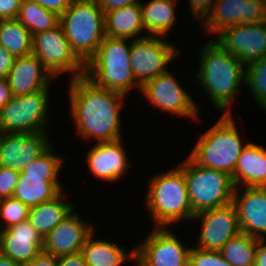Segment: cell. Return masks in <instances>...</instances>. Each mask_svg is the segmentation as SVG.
<instances>
[{"instance_id":"8","label":"cell","mask_w":266,"mask_h":266,"mask_svg":"<svg viewBox=\"0 0 266 266\" xmlns=\"http://www.w3.org/2000/svg\"><path fill=\"white\" fill-rule=\"evenodd\" d=\"M50 89L24 96H12L0 109L1 133L49 132Z\"/></svg>"},{"instance_id":"29","label":"cell","mask_w":266,"mask_h":266,"mask_svg":"<svg viewBox=\"0 0 266 266\" xmlns=\"http://www.w3.org/2000/svg\"><path fill=\"white\" fill-rule=\"evenodd\" d=\"M17 19L31 32L32 36L56 27L60 16L40 6L34 0H22Z\"/></svg>"},{"instance_id":"11","label":"cell","mask_w":266,"mask_h":266,"mask_svg":"<svg viewBox=\"0 0 266 266\" xmlns=\"http://www.w3.org/2000/svg\"><path fill=\"white\" fill-rule=\"evenodd\" d=\"M169 41V38L162 36L131 40V70L141 87L147 81L167 72L170 69L168 66L182 54L178 45Z\"/></svg>"},{"instance_id":"28","label":"cell","mask_w":266,"mask_h":266,"mask_svg":"<svg viewBox=\"0 0 266 266\" xmlns=\"http://www.w3.org/2000/svg\"><path fill=\"white\" fill-rule=\"evenodd\" d=\"M33 36L18 19L0 20V45L15 58L32 54Z\"/></svg>"},{"instance_id":"30","label":"cell","mask_w":266,"mask_h":266,"mask_svg":"<svg viewBox=\"0 0 266 266\" xmlns=\"http://www.w3.org/2000/svg\"><path fill=\"white\" fill-rule=\"evenodd\" d=\"M260 239L240 232L220 250L224 259L232 266H254L255 252Z\"/></svg>"},{"instance_id":"18","label":"cell","mask_w":266,"mask_h":266,"mask_svg":"<svg viewBox=\"0 0 266 266\" xmlns=\"http://www.w3.org/2000/svg\"><path fill=\"white\" fill-rule=\"evenodd\" d=\"M123 140L94 143L86 153V166L96 179L117 182L127 174L130 163Z\"/></svg>"},{"instance_id":"21","label":"cell","mask_w":266,"mask_h":266,"mask_svg":"<svg viewBox=\"0 0 266 266\" xmlns=\"http://www.w3.org/2000/svg\"><path fill=\"white\" fill-rule=\"evenodd\" d=\"M43 248V238L28 220L0 230V253L25 265L32 261Z\"/></svg>"},{"instance_id":"22","label":"cell","mask_w":266,"mask_h":266,"mask_svg":"<svg viewBox=\"0 0 266 266\" xmlns=\"http://www.w3.org/2000/svg\"><path fill=\"white\" fill-rule=\"evenodd\" d=\"M237 187H266V147L249 141L231 176Z\"/></svg>"},{"instance_id":"36","label":"cell","mask_w":266,"mask_h":266,"mask_svg":"<svg viewBox=\"0 0 266 266\" xmlns=\"http://www.w3.org/2000/svg\"><path fill=\"white\" fill-rule=\"evenodd\" d=\"M190 15L194 22L201 23L210 13L216 0H187Z\"/></svg>"},{"instance_id":"43","label":"cell","mask_w":266,"mask_h":266,"mask_svg":"<svg viewBox=\"0 0 266 266\" xmlns=\"http://www.w3.org/2000/svg\"><path fill=\"white\" fill-rule=\"evenodd\" d=\"M11 98L12 93L7 78H0V109L5 106Z\"/></svg>"},{"instance_id":"15","label":"cell","mask_w":266,"mask_h":266,"mask_svg":"<svg viewBox=\"0 0 266 266\" xmlns=\"http://www.w3.org/2000/svg\"><path fill=\"white\" fill-rule=\"evenodd\" d=\"M214 40L247 66L266 57V20L257 24L229 27Z\"/></svg>"},{"instance_id":"19","label":"cell","mask_w":266,"mask_h":266,"mask_svg":"<svg viewBox=\"0 0 266 266\" xmlns=\"http://www.w3.org/2000/svg\"><path fill=\"white\" fill-rule=\"evenodd\" d=\"M240 231L266 239V187H237L232 200Z\"/></svg>"},{"instance_id":"44","label":"cell","mask_w":266,"mask_h":266,"mask_svg":"<svg viewBox=\"0 0 266 266\" xmlns=\"http://www.w3.org/2000/svg\"><path fill=\"white\" fill-rule=\"evenodd\" d=\"M254 266H266V239L258 241Z\"/></svg>"},{"instance_id":"17","label":"cell","mask_w":266,"mask_h":266,"mask_svg":"<svg viewBox=\"0 0 266 266\" xmlns=\"http://www.w3.org/2000/svg\"><path fill=\"white\" fill-rule=\"evenodd\" d=\"M94 226L74 210L43 239L42 251L57 258L79 253Z\"/></svg>"},{"instance_id":"3","label":"cell","mask_w":266,"mask_h":266,"mask_svg":"<svg viewBox=\"0 0 266 266\" xmlns=\"http://www.w3.org/2000/svg\"><path fill=\"white\" fill-rule=\"evenodd\" d=\"M149 179L144 208L153 226L174 227L177 223L192 222L194 214L184 172L176 166L169 171L158 172Z\"/></svg>"},{"instance_id":"14","label":"cell","mask_w":266,"mask_h":266,"mask_svg":"<svg viewBox=\"0 0 266 266\" xmlns=\"http://www.w3.org/2000/svg\"><path fill=\"white\" fill-rule=\"evenodd\" d=\"M192 221L200 224L195 247L203 250L220 251L240 231L237 211L233 203L206 210L194 215Z\"/></svg>"},{"instance_id":"31","label":"cell","mask_w":266,"mask_h":266,"mask_svg":"<svg viewBox=\"0 0 266 266\" xmlns=\"http://www.w3.org/2000/svg\"><path fill=\"white\" fill-rule=\"evenodd\" d=\"M245 87L250 92L252 101L266 113V57L246 66Z\"/></svg>"},{"instance_id":"12","label":"cell","mask_w":266,"mask_h":266,"mask_svg":"<svg viewBox=\"0 0 266 266\" xmlns=\"http://www.w3.org/2000/svg\"><path fill=\"white\" fill-rule=\"evenodd\" d=\"M171 227H152L142 242L136 243L132 266H188L190 247Z\"/></svg>"},{"instance_id":"41","label":"cell","mask_w":266,"mask_h":266,"mask_svg":"<svg viewBox=\"0 0 266 266\" xmlns=\"http://www.w3.org/2000/svg\"><path fill=\"white\" fill-rule=\"evenodd\" d=\"M57 266H87L81 252L57 258Z\"/></svg>"},{"instance_id":"10","label":"cell","mask_w":266,"mask_h":266,"mask_svg":"<svg viewBox=\"0 0 266 266\" xmlns=\"http://www.w3.org/2000/svg\"><path fill=\"white\" fill-rule=\"evenodd\" d=\"M32 53L54 78L69 73L70 79L85 75L86 64L73 51L60 23L33 35Z\"/></svg>"},{"instance_id":"27","label":"cell","mask_w":266,"mask_h":266,"mask_svg":"<svg viewBox=\"0 0 266 266\" xmlns=\"http://www.w3.org/2000/svg\"><path fill=\"white\" fill-rule=\"evenodd\" d=\"M65 191L66 190L62 191L53 200L30 207L28 221L43 239L61 221L76 210L72 202L65 200L67 198V193H65Z\"/></svg>"},{"instance_id":"7","label":"cell","mask_w":266,"mask_h":266,"mask_svg":"<svg viewBox=\"0 0 266 266\" xmlns=\"http://www.w3.org/2000/svg\"><path fill=\"white\" fill-rule=\"evenodd\" d=\"M177 166L184 172L194 215L232 203L235 185L228 173L198 165L190 156Z\"/></svg>"},{"instance_id":"38","label":"cell","mask_w":266,"mask_h":266,"mask_svg":"<svg viewBox=\"0 0 266 266\" xmlns=\"http://www.w3.org/2000/svg\"><path fill=\"white\" fill-rule=\"evenodd\" d=\"M43 8L61 16L70 6L72 0H34Z\"/></svg>"},{"instance_id":"45","label":"cell","mask_w":266,"mask_h":266,"mask_svg":"<svg viewBox=\"0 0 266 266\" xmlns=\"http://www.w3.org/2000/svg\"><path fill=\"white\" fill-rule=\"evenodd\" d=\"M0 266H24V265L19 264L10 259L9 257L4 256L0 253Z\"/></svg>"},{"instance_id":"40","label":"cell","mask_w":266,"mask_h":266,"mask_svg":"<svg viewBox=\"0 0 266 266\" xmlns=\"http://www.w3.org/2000/svg\"><path fill=\"white\" fill-rule=\"evenodd\" d=\"M98 6L105 13L109 10L118 9L120 7L140 4L142 0H95Z\"/></svg>"},{"instance_id":"39","label":"cell","mask_w":266,"mask_h":266,"mask_svg":"<svg viewBox=\"0 0 266 266\" xmlns=\"http://www.w3.org/2000/svg\"><path fill=\"white\" fill-rule=\"evenodd\" d=\"M15 57L0 45V78H7L12 69Z\"/></svg>"},{"instance_id":"6","label":"cell","mask_w":266,"mask_h":266,"mask_svg":"<svg viewBox=\"0 0 266 266\" xmlns=\"http://www.w3.org/2000/svg\"><path fill=\"white\" fill-rule=\"evenodd\" d=\"M60 25L73 51L87 64L105 38L102 9L95 0H72L60 16Z\"/></svg>"},{"instance_id":"35","label":"cell","mask_w":266,"mask_h":266,"mask_svg":"<svg viewBox=\"0 0 266 266\" xmlns=\"http://www.w3.org/2000/svg\"><path fill=\"white\" fill-rule=\"evenodd\" d=\"M20 172L0 165V199L13 197Z\"/></svg>"},{"instance_id":"1","label":"cell","mask_w":266,"mask_h":266,"mask_svg":"<svg viewBox=\"0 0 266 266\" xmlns=\"http://www.w3.org/2000/svg\"><path fill=\"white\" fill-rule=\"evenodd\" d=\"M69 80V119L76 136L96 143L123 139L121 112L128 96L99 87L85 75Z\"/></svg>"},{"instance_id":"34","label":"cell","mask_w":266,"mask_h":266,"mask_svg":"<svg viewBox=\"0 0 266 266\" xmlns=\"http://www.w3.org/2000/svg\"><path fill=\"white\" fill-rule=\"evenodd\" d=\"M188 266H232L220 251L203 250L191 247Z\"/></svg>"},{"instance_id":"5","label":"cell","mask_w":266,"mask_h":266,"mask_svg":"<svg viewBox=\"0 0 266 266\" xmlns=\"http://www.w3.org/2000/svg\"><path fill=\"white\" fill-rule=\"evenodd\" d=\"M131 40L105 36L96 54L87 62L85 76L94 84L128 95L141 91L130 63Z\"/></svg>"},{"instance_id":"13","label":"cell","mask_w":266,"mask_h":266,"mask_svg":"<svg viewBox=\"0 0 266 266\" xmlns=\"http://www.w3.org/2000/svg\"><path fill=\"white\" fill-rule=\"evenodd\" d=\"M265 20L266 3L263 0H216L199 27L208 35L217 36L229 27L257 24Z\"/></svg>"},{"instance_id":"23","label":"cell","mask_w":266,"mask_h":266,"mask_svg":"<svg viewBox=\"0 0 266 266\" xmlns=\"http://www.w3.org/2000/svg\"><path fill=\"white\" fill-rule=\"evenodd\" d=\"M96 232L88 236L81 249L87 266H123L127 261L135 262V248L127 251L113 240L96 237Z\"/></svg>"},{"instance_id":"32","label":"cell","mask_w":266,"mask_h":266,"mask_svg":"<svg viewBox=\"0 0 266 266\" xmlns=\"http://www.w3.org/2000/svg\"><path fill=\"white\" fill-rule=\"evenodd\" d=\"M54 147L52 143L40 157L29 163L22 171L25 174L46 175V180H60L65 157L59 155Z\"/></svg>"},{"instance_id":"25","label":"cell","mask_w":266,"mask_h":266,"mask_svg":"<svg viewBox=\"0 0 266 266\" xmlns=\"http://www.w3.org/2000/svg\"><path fill=\"white\" fill-rule=\"evenodd\" d=\"M62 183L61 180H46V175L25 174L21 171L13 197L33 207L57 197L65 190Z\"/></svg>"},{"instance_id":"26","label":"cell","mask_w":266,"mask_h":266,"mask_svg":"<svg viewBox=\"0 0 266 266\" xmlns=\"http://www.w3.org/2000/svg\"><path fill=\"white\" fill-rule=\"evenodd\" d=\"M178 0H148L140 3L143 27L146 36H162L171 38L170 35L176 25L175 8ZM174 26V27H173ZM171 30V31H170Z\"/></svg>"},{"instance_id":"9","label":"cell","mask_w":266,"mask_h":266,"mask_svg":"<svg viewBox=\"0 0 266 266\" xmlns=\"http://www.w3.org/2000/svg\"><path fill=\"white\" fill-rule=\"evenodd\" d=\"M173 73V74H172ZM178 81L177 75L169 69L167 72L147 81L139 94L146 98L148 104L154 106L160 112L169 115L189 119L195 122L201 120L199 108L195 98H192L187 89Z\"/></svg>"},{"instance_id":"33","label":"cell","mask_w":266,"mask_h":266,"mask_svg":"<svg viewBox=\"0 0 266 266\" xmlns=\"http://www.w3.org/2000/svg\"><path fill=\"white\" fill-rule=\"evenodd\" d=\"M30 207L14 197L0 199V230L28 220Z\"/></svg>"},{"instance_id":"4","label":"cell","mask_w":266,"mask_h":266,"mask_svg":"<svg viewBox=\"0 0 266 266\" xmlns=\"http://www.w3.org/2000/svg\"><path fill=\"white\" fill-rule=\"evenodd\" d=\"M234 117L233 114H222L212 126L200 133L189 153L198 165L224 171L230 176L234 174L239 155L250 141L240 136Z\"/></svg>"},{"instance_id":"16","label":"cell","mask_w":266,"mask_h":266,"mask_svg":"<svg viewBox=\"0 0 266 266\" xmlns=\"http://www.w3.org/2000/svg\"><path fill=\"white\" fill-rule=\"evenodd\" d=\"M52 141L48 132L0 133V165L21 172L40 157Z\"/></svg>"},{"instance_id":"2","label":"cell","mask_w":266,"mask_h":266,"mask_svg":"<svg viewBox=\"0 0 266 266\" xmlns=\"http://www.w3.org/2000/svg\"><path fill=\"white\" fill-rule=\"evenodd\" d=\"M200 50V51H199ZM197 51L198 66L192 81H196L206 100L221 114H232L238 92L245 86L246 66L225 50L214 38ZM232 110V111H231Z\"/></svg>"},{"instance_id":"20","label":"cell","mask_w":266,"mask_h":266,"mask_svg":"<svg viewBox=\"0 0 266 266\" xmlns=\"http://www.w3.org/2000/svg\"><path fill=\"white\" fill-rule=\"evenodd\" d=\"M52 74L33 53L15 59L7 76L12 96H24L43 89H52Z\"/></svg>"},{"instance_id":"24","label":"cell","mask_w":266,"mask_h":266,"mask_svg":"<svg viewBox=\"0 0 266 266\" xmlns=\"http://www.w3.org/2000/svg\"><path fill=\"white\" fill-rule=\"evenodd\" d=\"M105 36L120 39L146 37L140 4H132L104 13Z\"/></svg>"},{"instance_id":"42","label":"cell","mask_w":266,"mask_h":266,"mask_svg":"<svg viewBox=\"0 0 266 266\" xmlns=\"http://www.w3.org/2000/svg\"><path fill=\"white\" fill-rule=\"evenodd\" d=\"M24 266H57V257L42 251Z\"/></svg>"},{"instance_id":"37","label":"cell","mask_w":266,"mask_h":266,"mask_svg":"<svg viewBox=\"0 0 266 266\" xmlns=\"http://www.w3.org/2000/svg\"><path fill=\"white\" fill-rule=\"evenodd\" d=\"M22 0H0V20L17 19Z\"/></svg>"}]
</instances>
